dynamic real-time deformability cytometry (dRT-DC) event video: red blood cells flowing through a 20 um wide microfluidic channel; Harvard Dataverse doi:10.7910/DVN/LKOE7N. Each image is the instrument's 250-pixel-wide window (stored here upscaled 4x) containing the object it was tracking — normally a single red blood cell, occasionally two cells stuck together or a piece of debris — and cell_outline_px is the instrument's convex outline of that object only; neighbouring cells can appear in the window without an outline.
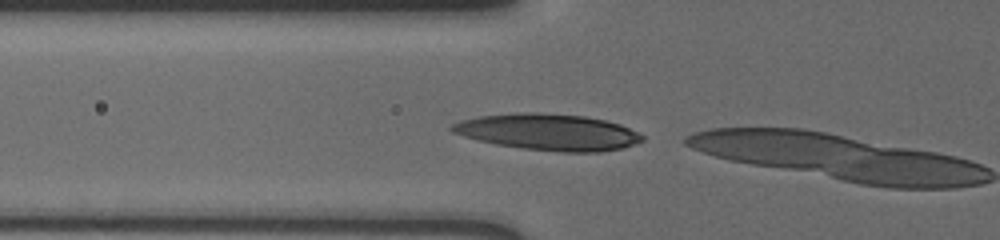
{"species": "human", "species_latin": "Homo sapiens", "temperature_condition": "cold", "stored_images_in_passage": 7, "camera_frame_rate_fps": 3000, "um_per_image_px": 0.085, "donor": {"sex": "male"}, "frame": {"image": 1, "passage_image": 6, "time_ms": 1.667, "image_size_px": [1000, 240], "cell_outline_px": [[644, 140], [620, 148], [600, 152], [560, 152], [524, 148], [496, 144], [476, 140], [452, 132], [448, 128], [452, 124], [460, 120], [480, 116], [524, 112], [536, 112], [584, 116], [604, 120], [620, 124], [644, 136]], "centroid_in_image_um": [46.56, 11.22], "position_along_channel_um": 79.2, "area_um2": 40.06}}